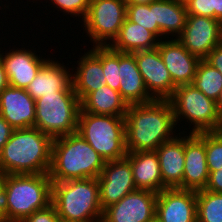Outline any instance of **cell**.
<instances>
[{
  "mask_svg": "<svg viewBox=\"0 0 222 222\" xmlns=\"http://www.w3.org/2000/svg\"><path fill=\"white\" fill-rule=\"evenodd\" d=\"M176 123L169 100H153L128 105L125 114V146L127 152L155 151L173 139Z\"/></svg>",
  "mask_w": 222,
  "mask_h": 222,
  "instance_id": "6da1fadb",
  "label": "cell"
},
{
  "mask_svg": "<svg viewBox=\"0 0 222 222\" xmlns=\"http://www.w3.org/2000/svg\"><path fill=\"white\" fill-rule=\"evenodd\" d=\"M53 139L36 127L14 129L0 151V173L43 174L51 165Z\"/></svg>",
  "mask_w": 222,
  "mask_h": 222,
  "instance_id": "7a4b0ae2",
  "label": "cell"
},
{
  "mask_svg": "<svg viewBox=\"0 0 222 222\" xmlns=\"http://www.w3.org/2000/svg\"><path fill=\"white\" fill-rule=\"evenodd\" d=\"M106 161L77 132L54 138L51 165L52 182L98 178Z\"/></svg>",
  "mask_w": 222,
  "mask_h": 222,
  "instance_id": "3957f363",
  "label": "cell"
},
{
  "mask_svg": "<svg viewBox=\"0 0 222 222\" xmlns=\"http://www.w3.org/2000/svg\"><path fill=\"white\" fill-rule=\"evenodd\" d=\"M51 204L60 219L76 222H101L103 209L100 204L97 178L52 182Z\"/></svg>",
  "mask_w": 222,
  "mask_h": 222,
  "instance_id": "277c9868",
  "label": "cell"
},
{
  "mask_svg": "<svg viewBox=\"0 0 222 222\" xmlns=\"http://www.w3.org/2000/svg\"><path fill=\"white\" fill-rule=\"evenodd\" d=\"M7 195V222H21L52 199V181L48 173L3 175Z\"/></svg>",
  "mask_w": 222,
  "mask_h": 222,
  "instance_id": "5b68a950",
  "label": "cell"
},
{
  "mask_svg": "<svg viewBox=\"0 0 222 222\" xmlns=\"http://www.w3.org/2000/svg\"><path fill=\"white\" fill-rule=\"evenodd\" d=\"M168 100L173 109L176 129L179 127L180 133L187 132L183 128L181 131L180 124H178L185 120L190 125L188 127L192 125L188 133L222 130V119L219 116L216 102L192 84L177 86Z\"/></svg>",
  "mask_w": 222,
  "mask_h": 222,
  "instance_id": "8992f818",
  "label": "cell"
},
{
  "mask_svg": "<svg viewBox=\"0 0 222 222\" xmlns=\"http://www.w3.org/2000/svg\"><path fill=\"white\" fill-rule=\"evenodd\" d=\"M34 127L52 139L77 132L81 101L74 90H62L35 100Z\"/></svg>",
  "mask_w": 222,
  "mask_h": 222,
  "instance_id": "52a82bcc",
  "label": "cell"
},
{
  "mask_svg": "<svg viewBox=\"0 0 222 222\" xmlns=\"http://www.w3.org/2000/svg\"><path fill=\"white\" fill-rule=\"evenodd\" d=\"M77 133L104 158L105 161L125 158V117L79 113Z\"/></svg>",
  "mask_w": 222,
  "mask_h": 222,
  "instance_id": "ba28073f",
  "label": "cell"
},
{
  "mask_svg": "<svg viewBox=\"0 0 222 222\" xmlns=\"http://www.w3.org/2000/svg\"><path fill=\"white\" fill-rule=\"evenodd\" d=\"M126 6L125 0H90L81 26L92 47L108 46L114 41L126 19Z\"/></svg>",
  "mask_w": 222,
  "mask_h": 222,
  "instance_id": "9c48e42d",
  "label": "cell"
},
{
  "mask_svg": "<svg viewBox=\"0 0 222 222\" xmlns=\"http://www.w3.org/2000/svg\"><path fill=\"white\" fill-rule=\"evenodd\" d=\"M192 55L204 60L222 42V22L197 15H187L182 33L176 38Z\"/></svg>",
  "mask_w": 222,
  "mask_h": 222,
  "instance_id": "30bf717a",
  "label": "cell"
},
{
  "mask_svg": "<svg viewBox=\"0 0 222 222\" xmlns=\"http://www.w3.org/2000/svg\"><path fill=\"white\" fill-rule=\"evenodd\" d=\"M157 193L137 189L103 210L101 222H150L155 218Z\"/></svg>",
  "mask_w": 222,
  "mask_h": 222,
  "instance_id": "8fae6325",
  "label": "cell"
},
{
  "mask_svg": "<svg viewBox=\"0 0 222 222\" xmlns=\"http://www.w3.org/2000/svg\"><path fill=\"white\" fill-rule=\"evenodd\" d=\"M99 183L100 204L102 209L117 203L127 194L137 190L130 161L125 157L119 160L106 161Z\"/></svg>",
  "mask_w": 222,
  "mask_h": 222,
  "instance_id": "7c38bea8",
  "label": "cell"
},
{
  "mask_svg": "<svg viewBox=\"0 0 222 222\" xmlns=\"http://www.w3.org/2000/svg\"><path fill=\"white\" fill-rule=\"evenodd\" d=\"M133 54L148 93L155 100H168L177 86L173 83L159 50H140Z\"/></svg>",
  "mask_w": 222,
  "mask_h": 222,
  "instance_id": "4fadbf2b",
  "label": "cell"
},
{
  "mask_svg": "<svg viewBox=\"0 0 222 222\" xmlns=\"http://www.w3.org/2000/svg\"><path fill=\"white\" fill-rule=\"evenodd\" d=\"M188 134L184 133L185 165L182 189L199 191L206 187L209 178L205 151V132Z\"/></svg>",
  "mask_w": 222,
  "mask_h": 222,
  "instance_id": "5bb4252c",
  "label": "cell"
},
{
  "mask_svg": "<svg viewBox=\"0 0 222 222\" xmlns=\"http://www.w3.org/2000/svg\"><path fill=\"white\" fill-rule=\"evenodd\" d=\"M155 217L160 222H197L196 191L174 188L157 193Z\"/></svg>",
  "mask_w": 222,
  "mask_h": 222,
  "instance_id": "9a60e30c",
  "label": "cell"
},
{
  "mask_svg": "<svg viewBox=\"0 0 222 222\" xmlns=\"http://www.w3.org/2000/svg\"><path fill=\"white\" fill-rule=\"evenodd\" d=\"M9 49L3 53L0 47V59L7 73L9 86L26 89L48 59L41 57L42 54H36V48L30 50L23 46L18 49L14 46L13 50Z\"/></svg>",
  "mask_w": 222,
  "mask_h": 222,
  "instance_id": "2e32d148",
  "label": "cell"
},
{
  "mask_svg": "<svg viewBox=\"0 0 222 222\" xmlns=\"http://www.w3.org/2000/svg\"><path fill=\"white\" fill-rule=\"evenodd\" d=\"M157 49L176 86L193 82L200 59L192 55L176 38L162 39Z\"/></svg>",
  "mask_w": 222,
  "mask_h": 222,
  "instance_id": "e0dca14e",
  "label": "cell"
},
{
  "mask_svg": "<svg viewBox=\"0 0 222 222\" xmlns=\"http://www.w3.org/2000/svg\"><path fill=\"white\" fill-rule=\"evenodd\" d=\"M87 51L76 62V71L72 70V86L81 102L91 92L106 84L102 67V46H93Z\"/></svg>",
  "mask_w": 222,
  "mask_h": 222,
  "instance_id": "ac0fdd59",
  "label": "cell"
},
{
  "mask_svg": "<svg viewBox=\"0 0 222 222\" xmlns=\"http://www.w3.org/2000/svg\"><path fill=\"white\" fill-rule=\"evenodd\" d=\"M35 100L24 88L6 87L0 93V115L14 128L35 124Z\"/></svg>",
  "mask_w": 222,
  "mask_h": 222,
  "instance_id": "d6986e66",
  "label": "cell"
},
{
  "mask_svg": "<svg viewBox=\"0 0 222 222\" xmlns=\"http://www.w3.org/2000/svg\"><path fill=\"white\" fill-rule=\"evenodd\" d=\"M74 69L75 67L70 69L64 63L48 58L26 87V91L34 100H37L43 95L55 94L62 90H74L72 72H70Z\"/></svg>",
  "mask_w": 222,
  "mask_h": 222,
  "instance_id": "ffe728a7",
  "label": "cell"
},
{
  "mask_svg": "<svg viewBox=\"0 0 222 222\" xmlns=\"http://www.w3.org/2000/svg\"><path fill=\"white\" fill-rule=\"evenodd\" d=\"M164 189H182L184 172V133L162 143L156 150Z\"/></svg>",
  "mask_w": 222,
  "mask_h": 222,
  "instance_id": "44dd1931",
  "label": "cell"
},
{
  "mask_svg": "<svg viewBox=\"0 0 222 222\" xmlns=\"http://www.w3.org/2000/svg\"><path fill=\"white\" fill-rule=\"evenodd\" d=\"M119 92L127 105L145 104L155 100L147 91L133 53L119 52Z\"/></svg>",
  "mask_w": 222,
  "mask_h": 222,
  "instance_id": "7402d4cb",
  "label": "cell"
},
{
  "mask_svg": "<svg viewBox=\"0 0 222 222\" xmlns=\"http://www.w3.org/2000/svg\"><path fill=\"white\" fill-rule=\"evenodd\" d=\"M137 189L159 193L163 190L161 169L156 151L127 152Z\"/></svg>",
  "mask_w": 222,
  "mask_h": 222,
  "instance_id": "603a6c76",
  "label": "cell"
},
{
  "mask_svg": "<svg viewBox=\"0 0 222 222\" xmlns=\"http://www.w3.org/2000/svg\"><path fill=\"white\" fill-rule=\"evenodd\" d=\"M155 21L159 26V39L177 38L183 31L187 11L183 0L154 1ZM171 36V37H169Z\"/></svg>",
  "mask_w": 222,
  "mask_h": 222,
  "instance_id": "cb8c5ba5",
  "label": "cell"
},
{
  "mask_svg": "<svg viewBox=\"0 0 222 222\" xmlns=\"http://www.w3.org/2000/svg\"><path fill=\"white\" fill-rule=\"evenodd\" d=\"M159 41L153 32L126 18L117 37L108 46L117 52L133 53L157 48Z\"/></svg>",
  "mask_w": 222,
  "mask_h": 222,
  "instance_id": "d4e9b609",
  "label": "cell"
},
{
  "mask_svg": "<svg viewBox=\"0 0 222 222\" xmlns=\"http://www.w3.org/2000/svg\"><path fill=\"white\" fill-rule=\"evenodd\" d=\"M128 105L122 99L120 92L108 85L91 92L82 102L84 112L96 115H111L125 117Z\"/></svg>",
  "mask_w": 222,
  "mask_h": 222,
  "instance_id": "484cf974",
  "label": "cell"
},
{
  "mask_svg": "<svg viewBox=\"0 0 222 222\" xmlns=\"http://www.w3.org/2000/svg\"><path fill=\"white\" fill-rule=\"evenodd\" d=\"M191 84L216 102L222 90V74L205 60H200Z\"/></svg>",
  "mask_w": 222,
  "mask_h": 222,
  "instance_id": "4316f807",
  "label": "cell"
},
{
  "mask_svg": "<svg viewBox=\"0 0 222 222\" xmlns=\"http://www.w3.org/2000/svg\"><path fill=\"white\" fill-rule=\"evenodd\" d=\"M197 222H222V193L196 191Z\"/></svg>",
  "mask_w": 222,
  "mask_h": 222,
  "instance_id": "83f0119b",
  "label": "cell"
},
{
  "mask_svg": "<svg viewBox=\"0 0 222 222\" xmlns=\"http://www.w3.org/2000/svg\"><path fill=\"white\" fill-rule=\"evenodd\" d=\"M126 18L133 23L142 25L159 38V26L154 16V2L149 5L127 4Z\"/></svg>",
  "mask_w": 222,
  "mask_h": 222,
  "instance_id": "f1b7e54d",
  "label": "cell"
},
{
  "mask_svg": "<svg viewBox=\"0 0 222 222\" xmlns=\"http://www.w3.org/2000/svg\"><path fill=\"white\" fill-rule=\"evenodd\" d=\"M102 67L106 78V85L119 91L121 80L119 77V52L114 51L109 46H102Z\"/></svg>",
  "mask_w": 222,
  "mask_h": 222,
  "instance_id": "f546056e",
  "label": "cell"
},
{
  "mask_svg": "<svg viewBox=\"0 0 222 222\" xmlns=\"http://www.w3.org/2000/svg\"><path fill=\"white\" fill-rule=\"evenodd\" d=\"M206 162L209 172L222 168V130L205 132Z\"/></svg>",
  "mask_w": 222,
  "mask_h": 222,
  "instance_id": "4dcf8cb0",
  "label": "cell"
},
{
  "mask_svg": "<svg viewBox=\"0 0 222 222\" xmlns=\"http://www.w3.org/2000/svg\"><path fill=\"white\" fill-rule=\"evenodd\" d=\"M50 1V2H49ZM47 0L48 3H51V5L53 4V6H51V8H55V9H59V11L63 12V15L66 16L70 15V17H77L79 18V22L81 23L83 21V19L85 18L87 12H88V8H89V4H90V0ZM82 18V19H81ZM81 19V20H80Z\"/></svg>",
  "mask_w": 222,
  "mask_h": 222,
  "instance_id": "1f68e13d",
  "label": "cell"
},
{
  "mask_svg": "<svg viewBox=\"0 0 222 222\" xmlns=\"http://www.w3.org/2000/svg\"><path fill=\"white\" fill-rule=\"evenodd\" d=\"M187 15L214 18L213 0H183Z\"/></svg>",
  "mask_w": 222,
  "mask_h": 222,
  "instance_id": "d6a6232c",
  "label": "cell"
},
{
  "mask_svg": "<svg viewBox=\"0 0 222 222\" xmlns=\"http://www.w3.org/2000/svg\"><path fill=\"white\" fill-rule=\"evenodd\" d=\"M55 207L50 204L47 208L35 211L30 216L23 219L21 222H59Z\"/></svg>",
  "mask_w": 222,
  "mask_h": 222,
  "instance_id": "836d02e7",
  "label": "cell"
},
{
  "mask_svg": "<svg viewBox=\"0 0 222 222\" xmlns=\"http://www.w3.org/2000/svg\"><path fill=\"white\" fill-rule=\"evenodd\" d=\"M204 190L214 193H222V168L209 172V178Z\"/></svg>",
  "mask_w": 222,
  "mask_h": 222,
  "instance_id": "e575fe53",
  "label": "cell"
},
{
  "mask_svg": "<svg viewBox=\"0 0 222 222\" xmlns=\"http://www.w3.org/2000/svg\"><path fill=\"white\" fill-rule=\"evenodd\" d=\"M204 60L222 74V42L212 49Z\"/></svg>",
  "mask_w": 222,
  "mask_h": 222,
  "instance_id": "d590c367",
  "label": "cell"
},
{
  "mask_svg": "<svg viewBox=\"0 0 222 222\" xmlns=\"http://www.w3.org/2000/svg\"><path fill=\"white\" fill-rule=\"evenodd\" d=\"M14 128L0 115V151L9 141Z\"/></svg>",
  "mask_w": 222,
  "mask_h": 222,
  "instance_id": "8d00e7d4",
  "label": "cell"
},
{
  "mask_svg": "<svg viewBox=\"0 0 222 222\" xmlns=\"http://www.w3.org/2000/svg\"><path fill=\"white\" fill-rule=\"evenodd\" d=\"M0 221L7 222V195L3 187V174L0 173Z\"/></svg>",
  "mask_w": 222,
  "mask_h": 222,
  "instance_id": "74e56055",
  "label": "cell"
},
{
  "mask_svg": "<svg viewBox=\"0 0 222 222\" xmlns=\"http://www.w3.org/2000/svg\"><path fill=\"white\" fill-rule=\"evenodd\" d=\"M9 86V80L7 77V73L4 69V65L0 59V93Z\"/></svg>",
  "mask_w": 222,
  "mask_h": 222,
  "instance_id": "f35d334b",
  "label": "cell"
},
{
  "mask_svg": "<svg viewBox=\"0 0 222 222\" xmlns=\"http://www.w3.org/2000/svg\"><path fill=\"white\" fill-rule=\"evenodd\" d=\"M214 18L222 22V0H213Z\"/></svg>",
  "mask_w": 222,
  "mask_h": 222,
  "instance_id": "ab89813d",
  "label": "cell"
},
{
  "mask_svg": "<svg viewBox=\"0 0 222 222\" xmlns=\"http://www.w3.org/2000/svg\"><path fill=\"white\" fill-rule=\"evenodd\" d=\"M154 1L157 0H125L127 4H144V5H149Z\"/></svg>",
  "mask_w": 222,
  "mask_h": 222,
  "instance_id": "60d3db41",
  "label": "cell"
},
{
  "mask_svg": "<svg viewBox=\"0 0 222 222\" xmlns=\"http://www.w3.org/2000/svg\"><path fill=\"white\" fill-rule=\"evenodd\" d=\"M216 106H217L219 116L222 119V90H221L220 95L216 101Z\"/></svg>",
  "mask_w": 222,
  "mask_h": 222,
  "instance_id": "b9f144b4",
  "label": "cell"
},
{
  "mask_svg": "<svg viewBox=\"0 0 222 222\" xmlns=\"http://www.w3.org/2000/svg\"><path fill=\"white\" fill-rule=\"evenodd\" d=\"M59 222H76V221H68V220H62V219H60Z\"/></svg>",
  "mask_w": 222,
  "mask_h": 222,
  "instance_id": "7bdbcfd3",
  "label": "cell"
},
{
  "mask_svg": "<svg viewBox=\"0 0 222 222\" xmlns=\"http://www.w3.org/2000/svg\"><path fill=\"white\" fill-rule=\"evenodd\" d=\"M150 222H160L156 217Z\"/></svg>",
  "mask_w": 222,
  "mask_h": 222,
  "instance_id": "ee69618b",
  "label": "cell"
}]
</instances>
